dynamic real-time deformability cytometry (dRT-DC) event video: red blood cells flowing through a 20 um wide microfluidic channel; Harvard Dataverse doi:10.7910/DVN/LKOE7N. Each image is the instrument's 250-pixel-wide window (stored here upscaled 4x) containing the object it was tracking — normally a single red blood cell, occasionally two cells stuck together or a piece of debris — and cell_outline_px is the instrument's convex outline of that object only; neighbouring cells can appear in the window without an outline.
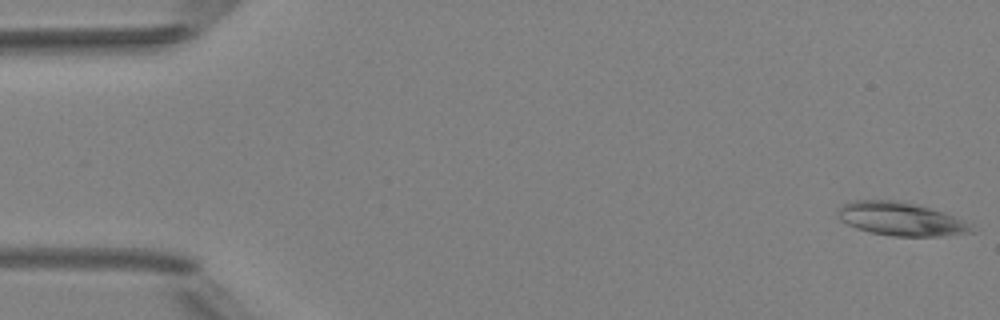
{"species": "Egyptian fruit bat (a non-hibernating species)", "species_latin": "Rousettus aegyptiacus", "temperature_condition": "room temperature", "stored_images_in_passage": 4, "camera_frame_rate_fps": 3000, "um_per_image_px": 0.085, "animal": {"sex": "female"}, "frame": {"image": 1, "passage_image": 1, "time_ms": 0.0, "image_size_px": [1000, 320], "cell_outline_px": [[972, 232], [940, 236], [892, 236], [872, 232], [856, 228], [840, 220], [840, 208], [844, 204], [856, 200], [896, 200], [916, 204], [932, 208], [944, 212], [964, 220], [972, 224]], "centroid_in_image_um": [76.62, 18.61], "position_along_channel_um": 8.4, "area_um2": 25.72}}
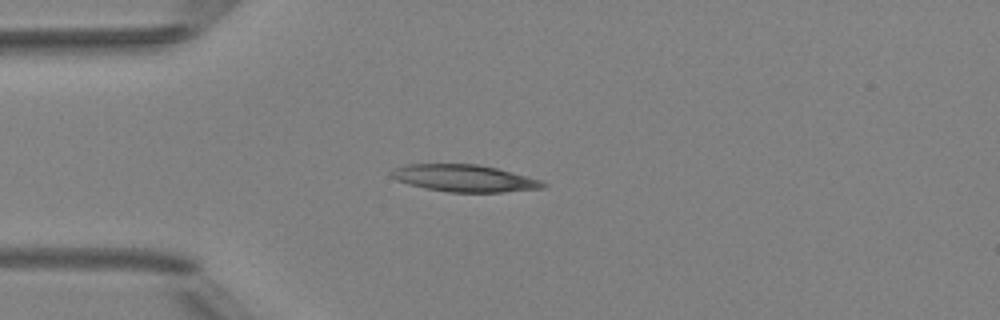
{"frame": {"image": 2, "passage_image": 4, "time_ms": 4.0, "image_size_px": [1000, 320], "cell_outline_px": [[548, 184], [544, 188], [504, 192], [448, 192], [424, 188], [408, 184], [396, 180], [388, 176], [388, 172], [392, 168], [408, 164], [480, 164], [496, 168], [540, 180]], "centroid_in_image_um": [39.4, 15.15], "position_along_channel_um": 45.6, "area_um2": 24.04}}